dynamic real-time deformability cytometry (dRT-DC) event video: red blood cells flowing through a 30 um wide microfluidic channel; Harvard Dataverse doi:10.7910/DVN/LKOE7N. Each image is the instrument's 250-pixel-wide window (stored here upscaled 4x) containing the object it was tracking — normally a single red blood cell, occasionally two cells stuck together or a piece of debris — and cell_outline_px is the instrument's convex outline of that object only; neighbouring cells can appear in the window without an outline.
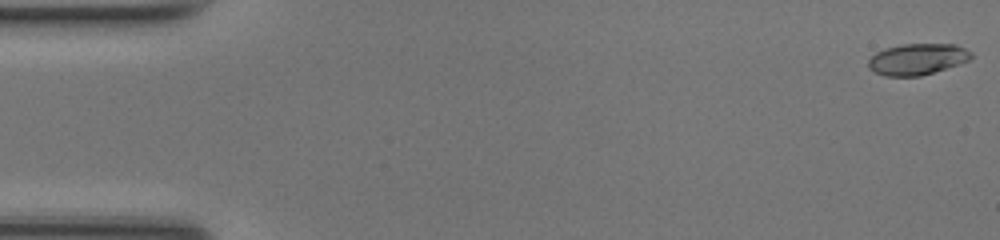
{"species": "common noctule bat (a hibernating species)", "species_latin": "Nyctalus noctula", "temperature_condition": "room temperature", "stored_images_in_passage": 49, "camera_frame_rate_fps": 3000, "um_per_image_px": 0.085, "animal": {"sex": "female", "body_mass_g": 17.0, "forearm_length_mm": 48.0}, "frame": {"image": 1, "passage_image": 1, "time_ms": 0.0, "image_size_px": [1000, 240], "cell_outline_px": [[972, 56], [968, 60], [920, 76], [884, 76], [868, 68], [868, 60], [876, 52], [884, 48], [900, 44], [956, 44], [972, 52]], "centroid_in_image_um": [77.92, 5.01], "position_along_channel_um": 7.1, "area_um2": 18.55}}
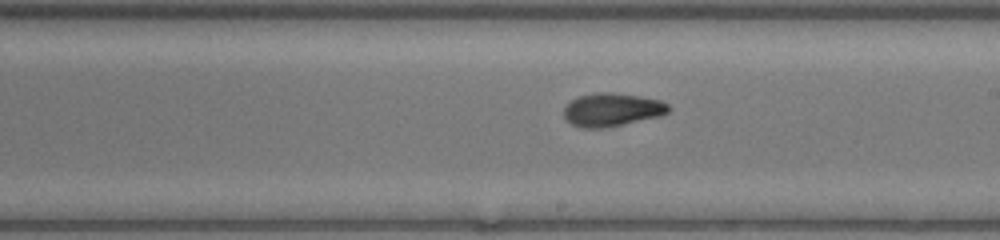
{"frame": {"image": 2, "passage_image": 28, "time_ms": 9.0, "image_size_px": [1000, 240], "cell_outline_px": [[672, 108], [668, 112], [660, 116], [624, 124], [604, 128], [580, 128], [572, 124], [564, 116], [564, 108], [572, 100], [580, 96], [600, 92], [608, 92], [636, 96], [660, 100], [668, 104]], "centroid_in_image_um": [52.03, 9.34], "position_along_channel_um": 237.0, "area_um2": 20.06}}
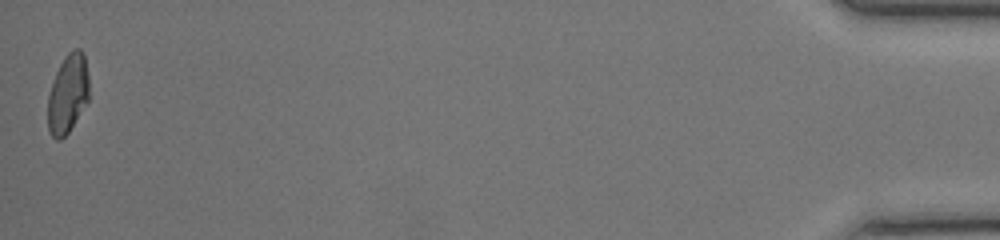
{"frame": {"image": 3, "passage_image": 49, "time_ms": 16.0, "image_size_px": [1000, 240], "cell_outline_px": [[88, 100], [68, 132], [60, 140], [56, 140], [52, 136], [48, 128], [48, 96], [56, 72], [64, 56], [72, 48], [80, 48], [84, 52], [88, 76]], "centroid_in_image_um": [5.76, 7.93], "position_along_channel_um": 429.4, "area_um2": 18.84}, "authors_computed_cell_mechanics": {"area_um2": 19.2474, "velocity_mm_per_s": 4.2358, "shape_relaxation_time_tau1_ms": 3.1458, "shape_relaxation_time_tau2_ms": 1.9126, "deformation_change_tau1": 0.1737, "deformation_change_tau2": 0.0814}}